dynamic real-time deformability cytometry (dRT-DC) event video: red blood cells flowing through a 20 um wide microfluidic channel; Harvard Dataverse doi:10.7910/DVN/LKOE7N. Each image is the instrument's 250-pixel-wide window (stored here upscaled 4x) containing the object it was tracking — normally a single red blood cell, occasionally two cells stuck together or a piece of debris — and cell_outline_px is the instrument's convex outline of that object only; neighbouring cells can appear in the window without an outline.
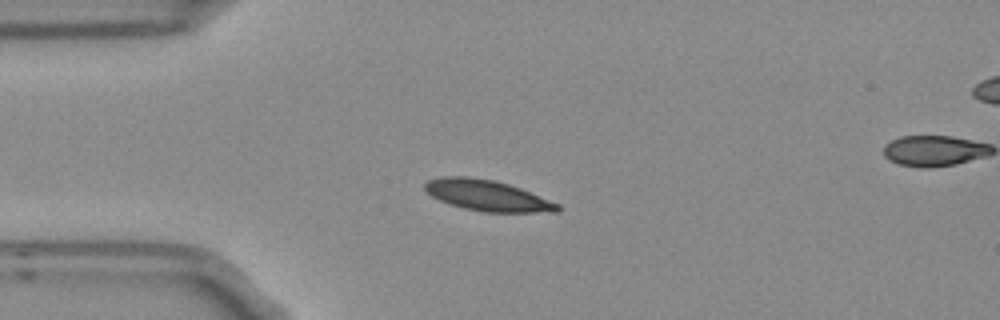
{"species": "Egyptian fruit bat (a non-hibernating species)", "species_latin": "Rousettus aegyptiacus", "temperature_condition": "room temperature", "stored_images_in_passage": 12, "camera_frame_rate_fps": 3000, "um_per_image_px": 0.085, "frame": {"image": 1, "passage_image": 3, "time_ms": 0.667, "image_size_px": [1000, 320], "cell_outline_px": [[560, 212], [484, 212], [464, 208], [440, 200], [432, 196], [424, 188], [424, 184], [428, 180], [444, 176], [468, 176], [496, 180], [520, 188], [560, 204]], "centroid_in_image_um": [41.44, 16.61], "position_along_channel_um": 43.6, "area_um2": 23.76}}
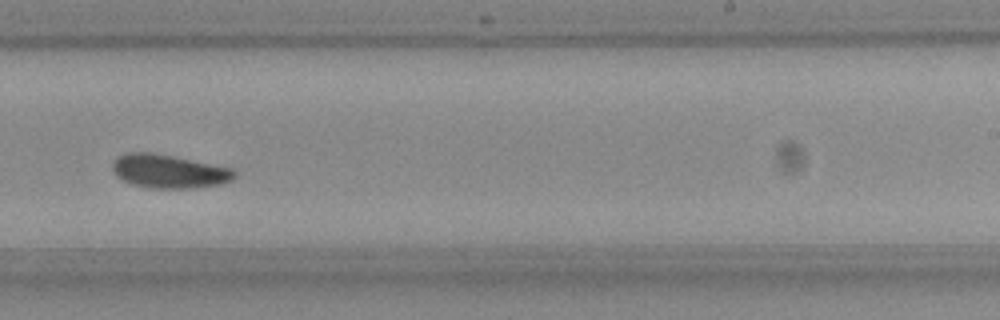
{"frame": {"image": 2, "passage_image": 9, "time_ms": 2.667, "image_size_px": [1000, 320], "cell_outline_px": [[236, 176], [232, 180], [224, 184], [188, 188], [152, 188], [132, 184], [116, 176], [112, 168], [112, 164], [116, 156], [128, 152], [152, 152], [232, 168], [236, 172]], "centroid_in_image_um": [14.35, 14.56], "position_along_channel_um": 274.6, "area_um2": 23.87}}
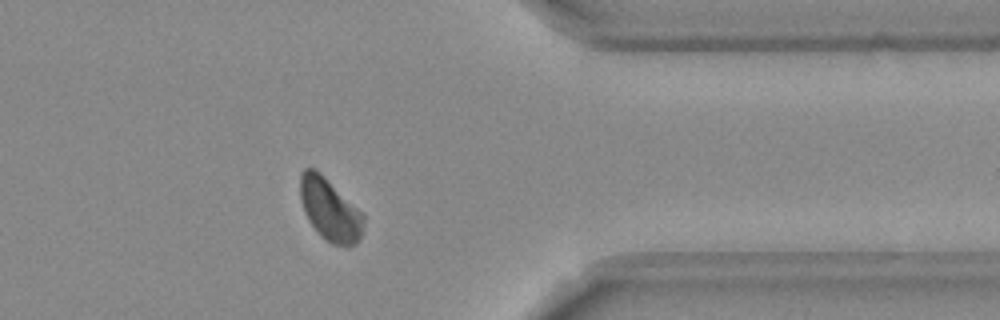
{"frame": {"image": 3, "passage_image": 12, "time_ms": 3.667, "image_size_px": [1000, 320], "cell_outline_px": [[364, 220], [360, 236], [356, 244], [348, 248], [332, 244], [320, 236], [308, 220], [304, 212], [300, 200], [300, 176], [304, 168], [312, 168], [320, 172], [364, 216]], "centroid_in_image_um": [28.0, 17.85], "position_along_channel_um": 383.4, "area_um2": 22.77}}